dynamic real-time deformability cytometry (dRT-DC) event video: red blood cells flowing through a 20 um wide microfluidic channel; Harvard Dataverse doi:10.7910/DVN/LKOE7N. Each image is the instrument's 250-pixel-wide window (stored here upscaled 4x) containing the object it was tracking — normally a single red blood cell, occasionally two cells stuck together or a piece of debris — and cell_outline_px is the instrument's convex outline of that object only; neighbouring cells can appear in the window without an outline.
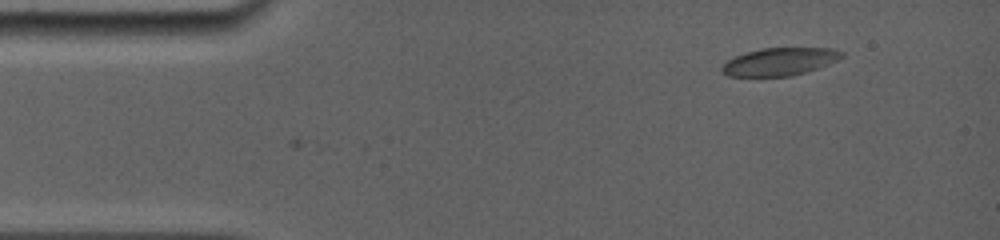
{"species": "common noctule bat (a hibernating species)", "species_latin": "Nyctalus noctula", "temperature_condition": "room temperature", "stored_images_in_passage": 8, "camera_frame_rate_fps": 5000, "um_per_image_px": 0.085, "animal": {"sex": "female", "body_mass_g": 19.0, "forearm_length_mm": 56.7}, "frame": {"image": 1, "passage_image": 8, "time_ms": 2.6, "image_size_px": [1000, 240], "cell_outline_px": [[844, 56], [828, 64], [792, 76], [728, 76], [720, 72], [720, 68], [728, 60], [736, 56], [760, 48], [832, 48], [844, 52]], "centroid_in_image_um": [66.26, 5.24], "position_along_channel_um": 18.7, "area_um2": 19.19}}